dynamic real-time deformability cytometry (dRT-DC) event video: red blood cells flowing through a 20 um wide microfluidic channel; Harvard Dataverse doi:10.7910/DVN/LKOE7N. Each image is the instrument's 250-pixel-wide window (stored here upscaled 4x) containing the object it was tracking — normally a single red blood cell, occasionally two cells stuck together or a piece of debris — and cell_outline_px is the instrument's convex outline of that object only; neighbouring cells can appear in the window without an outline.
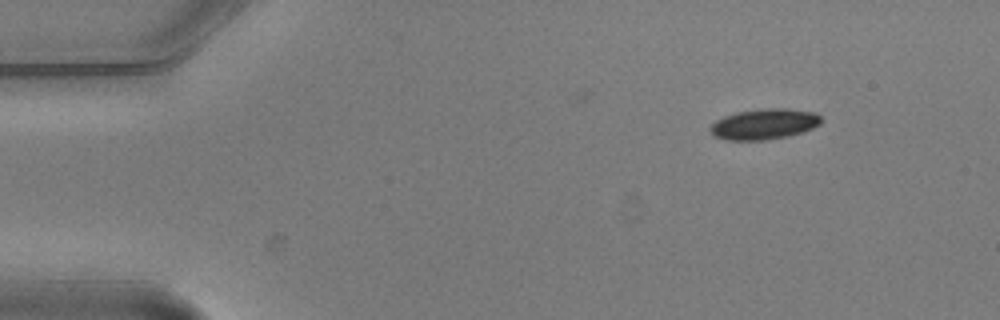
{"species": "common noctule bat (a hibernating species)", "species_latin": "Nyctalus noctula", "temperature_condition": "warm", "stored_images_in_passage": 3, "camera_frame_rate_fps": 3000, "um_per_image_px": 0.085, "animal": {"sex": "male", "body_mass_g": 20.5, "forearm_length_mm": 52.5}, "frame": {"image": 1, "passage_image": 1, "time_ms": 0.0, "image_size_px": [1000, 320], "cell_outline_px": [[820, 124], [812, 128], [788, 136], [768, 140], [728, 140], [712, 136], [708, 128], [716, 120], [724, 116], [736, 112], [764, 108], [788, 108], [816, 112], [820, 116]], "centroid_in_image_um": [64.92, 10.54], "position_along_channel_um": 20.1, "area_um2": 19.94}}